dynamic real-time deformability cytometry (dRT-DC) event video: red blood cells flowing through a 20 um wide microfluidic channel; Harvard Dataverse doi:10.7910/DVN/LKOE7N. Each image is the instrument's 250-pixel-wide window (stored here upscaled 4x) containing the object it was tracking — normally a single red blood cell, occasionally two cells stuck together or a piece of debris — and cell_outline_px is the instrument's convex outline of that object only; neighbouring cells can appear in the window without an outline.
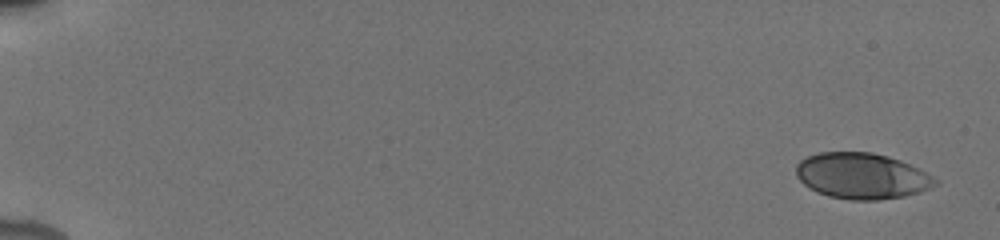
{"species": "human", "species_latin": "Homo sapiens", "temperature_condition": "cold", "stored_images_in_passage": 19, "camera_frame_rate_fps": 3000, "um_per_image_px": 0.085, "donor": {"sex": "male"}, "frame": {"image": 1, "passage_image": 1, "time_ms": 0.0, "image_size_px": [1000, 240], "cell_outline_px": [[940, 184], [920, 192], [904, 196], [876, 200], [852, 200], [828, 196], [816, 192], [804, 184], [796, 176], [796, 164], [800, 160], [808, 156], [820, 152], [872, 152], [888, 156], [900, 160], [932, 176]], "centroid_in_image_um": [73.23, 14.95], "position_along_channel_um": 11.8, "area_um2": 37.17}}
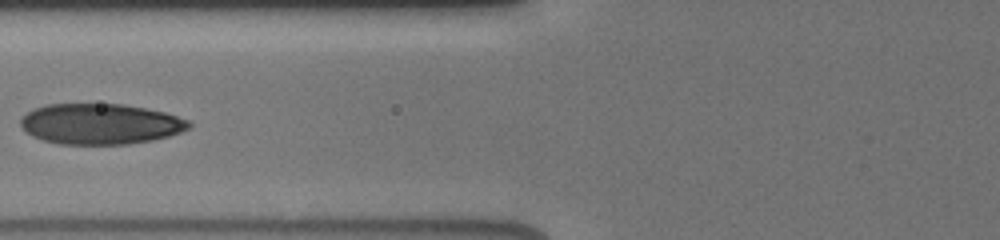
{"frame": {"image": 2, "passage_image": 12, "time_ms": 7.333, "image_size_px": [1000, 240], "cell_outline_px": [[192, 124], [188, 128], [180, 132], [168, 136], [152, 140], [128, 144], [60, 144], [44, 140], [32, 136], [24, 132], [20, 124], [20, 120], [28, 112], [44, 104], [124, 104], [164, 112], [188, 120]], "centroid_in_image_um": [8.5, 10.53], "position_along_channel_um": 117.3, "area_um2": 39.77}}
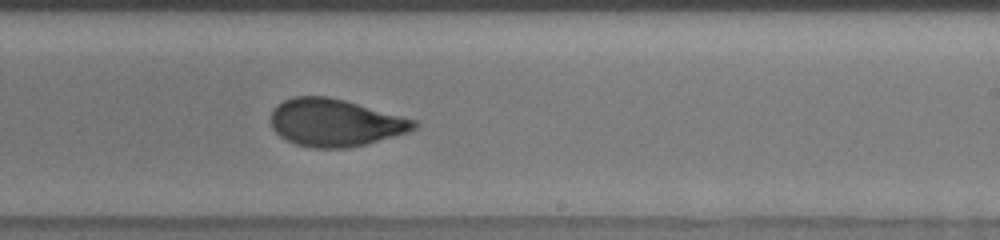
{"frame": {"image": 3, "passage_image": 19, "time_ms": 11.0, "image_size_px": [1000, 240], "cell_outline_px": [[420, 124], [416, 128], [408, 132], [364, 144], [348, 148], [312, 148], [296, 144], [280, 136], [272, 128], [272, 108], [276, 104], [292, 96], [328, 96], [344, 100], [420, 120]], "centroid_in_image_um": [28.51, 10.41], "position_along_channel_um": 260.5, "area_um2": 39.77}}